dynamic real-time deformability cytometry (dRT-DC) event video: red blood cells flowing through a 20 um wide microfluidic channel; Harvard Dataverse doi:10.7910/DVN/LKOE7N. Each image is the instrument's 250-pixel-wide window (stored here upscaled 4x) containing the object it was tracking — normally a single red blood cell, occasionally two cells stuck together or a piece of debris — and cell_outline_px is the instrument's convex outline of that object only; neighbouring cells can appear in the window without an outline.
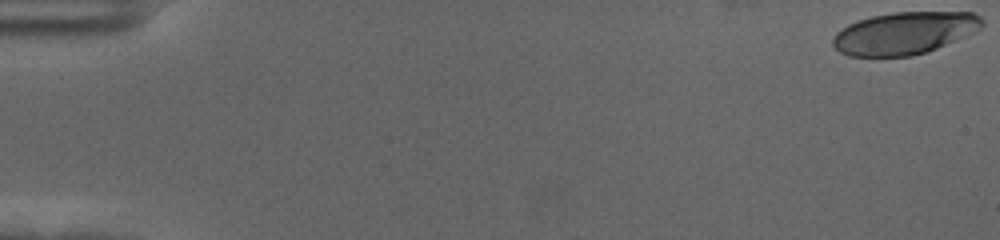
{"species": "human", "species_latin": "Homo sapiens", "temperature_condition": "cold", "stored_images_in_passage": 58, "camera_frame_rate_fps": 3000, "um_per_image_px": 0.085, "donor": {"sex": "female"}, "frame": {"image": 1, "passage_image": 1, "time_ms": 0.0, "image_size_px": [1000, 240], "cell_outline_px": [[984, 24], [980, 28], [956, 40], [936, 48], [912, 56], [848, 56], [840, 52], [832, 44], [832, 40], [836, 32], [848, 24], [872, 16], [892, 12], [972, 12], [980, 16], [984, 20]], "centroid_in_image_um": [76.86, 2.81], "position_along_channel_um": 8.1, "area_um2": 36.59}}
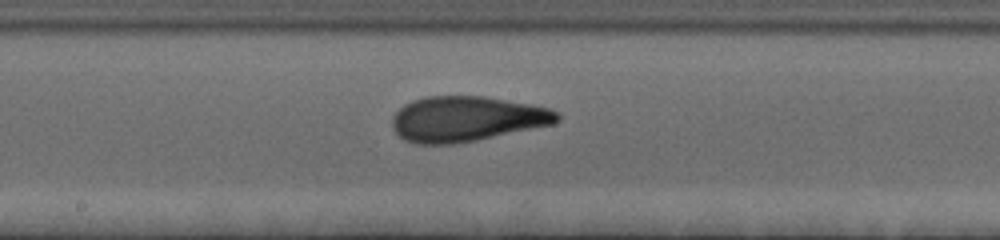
{"frame": {"image": 2, "passage_image": 32, "time_ms": 10.333, "image_size_px": [1000, 240], "cell_outline_px": [[560, 120], [552, 124], [476, 140], [456, 144], [416, 144], [404, 140], [392, 128], [392, 116], [404, 104], [412, 100], [424, 96], [484, 96], [552, 108], [560, 112]], "centroid_in_image_um": [39.65, 10.1], "position_along_channel_um": 208.6, "area_um2": 43.58}}
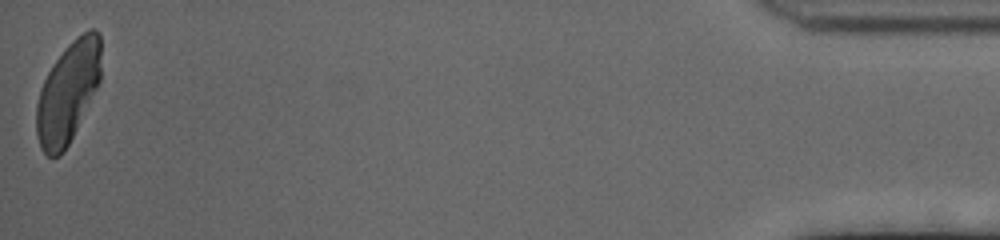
{"frame": {"image": 3, "passage_image": 58, "time_ms": 19.0, "image_size_px": [1000, 240], "cell_outline_px": [[100, 80], [64, 152], [60, 156], [48, 156], [40, 148], [36, 136], [36, 104], [40, 88], [52, 64], [68, 44], [76, 36], [88, 28], [96, 28], [100, 32]], "centroid_in_image_um": [5.75, 7.81], "position_along_channel_um": 429.4, "area_um2": 37.86}, "authors_computed_cell_mechanics": {"area_um2": 41.038, "velocity_mm_per_s": 3.5419, "shape_relaxation_time_tau1_ms": 5.4363, "shape_relaxation_time_tau2_ms": 1.3891, "deformation_change_tau1": 0.2273, "deformation_change_tau2": 0.0911}}